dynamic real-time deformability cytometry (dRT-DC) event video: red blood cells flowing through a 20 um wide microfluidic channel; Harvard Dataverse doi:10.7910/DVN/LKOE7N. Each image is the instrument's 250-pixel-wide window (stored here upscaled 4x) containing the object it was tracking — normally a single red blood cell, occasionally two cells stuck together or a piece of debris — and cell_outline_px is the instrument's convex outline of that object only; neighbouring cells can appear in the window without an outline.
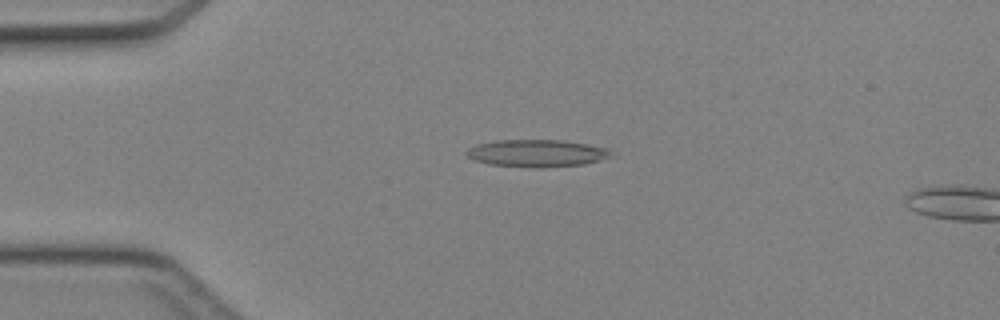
{"species": "Egyptian fruit bat (a non-hibernating species)", "species_latin": "Rousettus aegyptiacus", "temperature_condition": "cold", "stored_images_in_passage": 13, "camera_frame_rate_fps": 3000, "um_per_image_px": 0.085, "animal": {"sex": "female"}, "frame": {"image": 1, "passage_image": 10, "time_ms": 3.0, "image_size_px": [1000, 320], "cell_outline_px": [[616, 156], [584, 164], [540, 168], [528, 168], [488, 164], [476, 160], [468, 156], [464, 152], [468, 148], [476, 144], [496, 140], [564, 140], [588, 144], [608, 148]], "centroid_in_image_um": [45.66, 13.03], "position_along_channel_um": 39.3, "area_um2": 23.35}}